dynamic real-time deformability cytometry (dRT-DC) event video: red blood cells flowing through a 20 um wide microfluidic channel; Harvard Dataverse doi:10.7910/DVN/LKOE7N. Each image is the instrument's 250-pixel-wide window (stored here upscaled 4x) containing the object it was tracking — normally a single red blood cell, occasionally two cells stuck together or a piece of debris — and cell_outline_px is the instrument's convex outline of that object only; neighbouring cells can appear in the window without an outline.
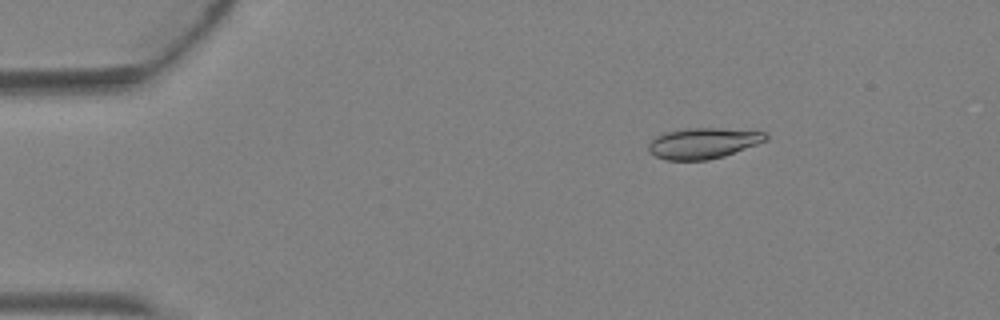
{"species": "Egyptian fruit bat (a non-hibernating species)", "species_latin": "Rousettus aegyptiacus", "temperature_condition": "warm", "stored_images_in_passage": 4, "camera_frame_rate_fps": 3000, "um_per_image_px": 0.085, "animal": {"sex": "female"}, "frame": {"image": 1, "passage_image": 2, "time_ms": 0.333, "image_size_px": [1000, 320], "cell_outline_px": [[768, 140], [724, 156], [708, 160], [668, 160], [656, 156], [648, 152], [648, 144], [656, 136], [664, 132], [688, 128], [720, 128], [764, 132], [768, 136]], "centroid_in_image_um": [59.75, 12.17], "position_along_channel_um": 25.2, "area_um2": 20.98}}
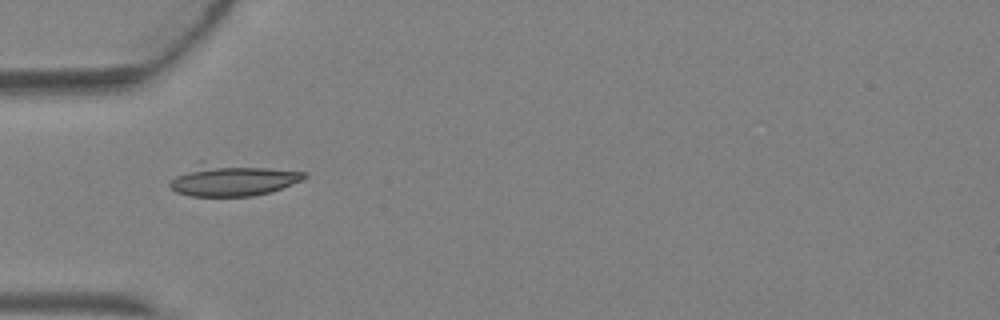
{"frame": {"image": 2, "passage_image": 4, "time_ms": 1.0, "image_size_px": [1000, 320], "cell_outline_px": [[308, 176], [300, 180], [272, 192], [252, 196], [192, 196], [176, 192], [168, 184], [176, 176], [196, 160], [200, 160], [308, 172]], "centroid_in_image_um": [19.71, 15.26], "position_along_channel_um": 65.3, "area_um2": 25.37}}